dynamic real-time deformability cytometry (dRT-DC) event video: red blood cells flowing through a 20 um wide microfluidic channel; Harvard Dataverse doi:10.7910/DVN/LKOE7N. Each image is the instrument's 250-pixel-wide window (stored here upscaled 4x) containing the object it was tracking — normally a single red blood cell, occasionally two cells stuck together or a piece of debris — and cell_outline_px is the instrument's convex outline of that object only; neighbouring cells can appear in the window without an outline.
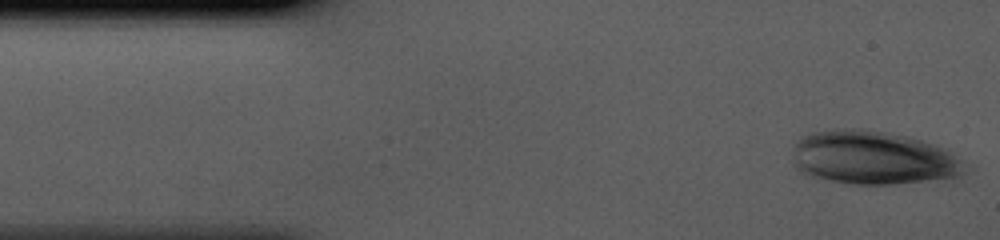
{"species": "human", "species_latin": "Homo sapiens", "temperature_condition": "cold", "stored_images_in_passage": 39, "camera_frame_rate_fps": 3000, "um_per_image_px": 0.085, "donor": {"sex": "male"}, "frame": {"image": 1, "passage_image": 1, "time_ms": 0.0, "image_size_px": [1000, 240], "cell_outline_px": [[976, 168], [960, 180], [944, 184], [848, 184], [816, 180], [800, 172], [796, 168], [792, 148], [800, 136], [812, 132], [836, 128], [856, 128], [888, 132], [908, 136], [936, 144], [952, 152]], "centroid_in_image_um": [74.43, 13.48], "position_along_channel_um": 10.6, "area_um2": 57.22}}
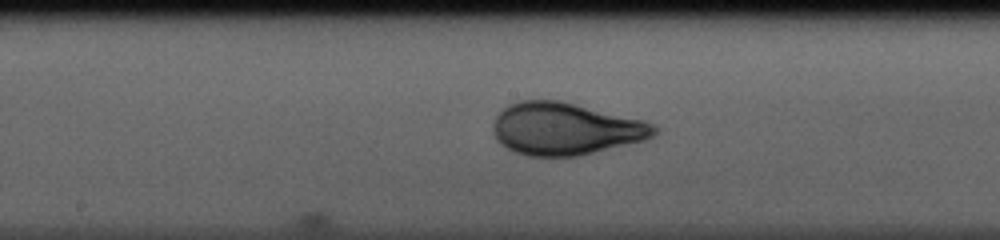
{"frame": {"image": 2, "passage_image": 20, "time_ms": 6.333, "image_size_px": [1000, 240], "cell_outline_px": [[660, 132], [656, 136], [644, 140], [576, 156], [528, 156], [516, 152], [500, 144], [496, 140], [492, 132], [492, 124], [496, 116], [508, 104], [520, 100], [560, 100], [644, 120], [660, 128]], "centroid_in_image_um": [48.06, 10.94], "position_along_channel_um": 200.1, "area_um2": 49.3}}
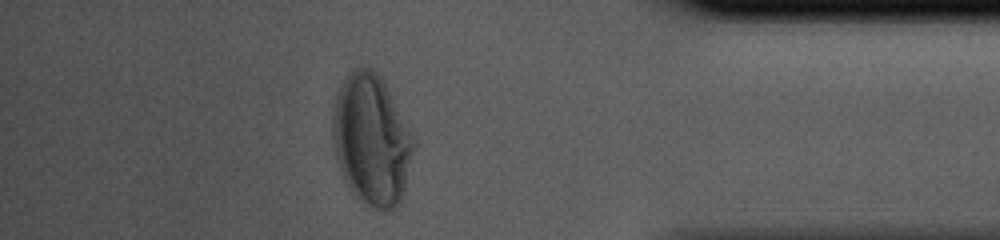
{"frame": {"image": 3, "passage_image": 36, "time_ms": 11.667, "image_size_px": [1000, 240], "cell_outline_px": [[416, 148], [404, 192], [400, 204], [396, 208], [376, 208], [368, 204], [352, 192], [348, 188], [340, 172], [336, 160], [332, 136], [332, 108], [340, 84], [344, 76], [348, 72], [356, 68], [372, 68], [380, 76], [412, 132], [416, 140]], "centroid_in_image_um": [31.58, 11.87], "position_along_channel_um": 403.6, "area_um2": 62.19}}